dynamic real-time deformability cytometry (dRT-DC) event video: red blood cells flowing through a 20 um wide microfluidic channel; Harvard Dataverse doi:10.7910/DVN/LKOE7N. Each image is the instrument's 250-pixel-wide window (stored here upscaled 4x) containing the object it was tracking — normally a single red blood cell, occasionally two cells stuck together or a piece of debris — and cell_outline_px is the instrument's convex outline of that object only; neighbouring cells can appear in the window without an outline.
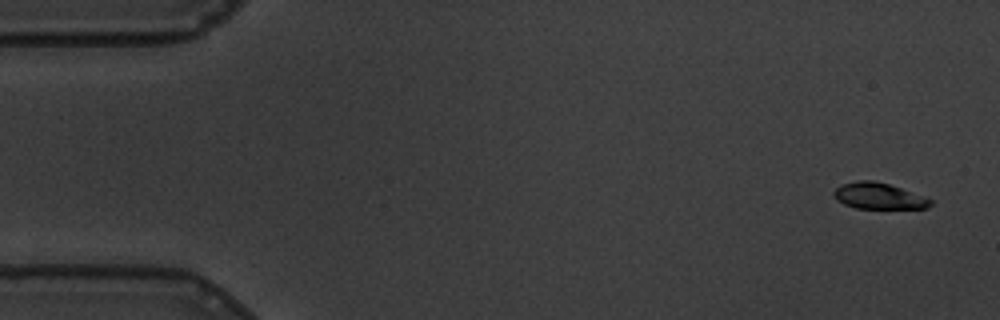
{"species": "common noctule bat (a hibernating species)", "species_latin": "Nyctalus noctula", "temperature_condition": "warm", "stored_images_in_passage": 57, "camera_frame_rate_fps": 3000, "um_per_image_px": 0.085, "animal": {"sex": "male", "body_mass_g": 19.5, "forearm_length_mm": 54.6}, "frame": {"image": 1, "passage_image": 1, "time_ms": 0.0, "image_size_px": [1000, 320], "cell_outline_px": [[932, 204], [928, 208], [856, 208], [844, 204], [836, 200], [832, 192], [840, 184], [856, 180], [872, 180], [888, 184], [900, 188], [932, 200]], "centroid_in_image_um": [74.62, 16.65], "position_along_channel_um": 10.4, "area_um2": 14.62}}
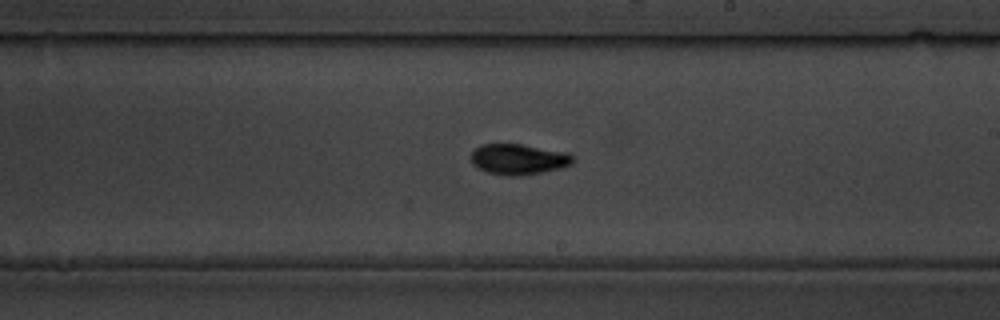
{"frame": {"image": 2, "passage_image": 32, "time_ms": 10.333, "image_size_px": [1000, 320], "cell_outline_px": [[572, 164], [560, 168], [544, 172], [520, 176], [508, 176], [488, 172], [476, 168], [472, 164], [472, 152], [480, 144], [520, 144], [568, 152], [572, 156]], "centroid_in_image_um": [44.06, 13.54], "position_along_channel_um": 244.9, "area_um2": 18.21}}
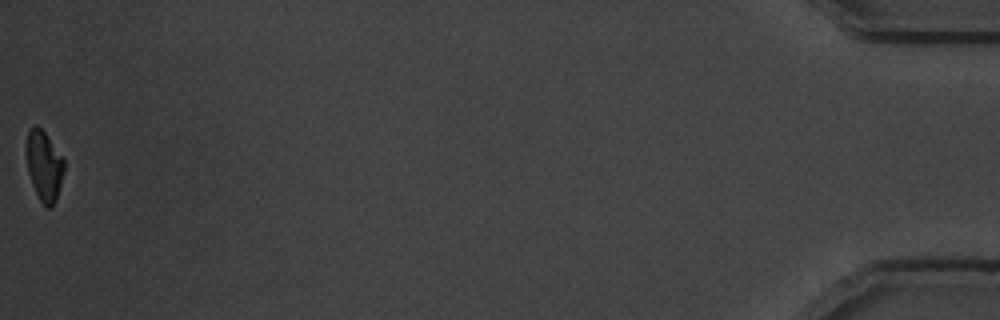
{"frame": {"image": 3, "passage_image": 57, "time_ms": 18.667, "image_size_px": [1000, 320], "cell_outline_px": [[64, 172], [56, 200], [48, 208], [40, 200], [32, 184], [28, 172], [28, 132], [36, 124], [44, 132], [64, 160]], "centroid_in_image_um": [3.77, 14.12], "position_along_channel_um": 431.4, "area_um2": 14.68}, "authors_computed_cell_mechanics": {"area_um2": 16.8776, "velocity_mm_per_s": 3.4538, "shape_relaxation_time_tau1_ms": 2.9618, "shape_relaxation_time_tau2_ms": 3.2769, "deformation_change_tau1": 0.1862, "deformation_change_tau2": 0.0751}}